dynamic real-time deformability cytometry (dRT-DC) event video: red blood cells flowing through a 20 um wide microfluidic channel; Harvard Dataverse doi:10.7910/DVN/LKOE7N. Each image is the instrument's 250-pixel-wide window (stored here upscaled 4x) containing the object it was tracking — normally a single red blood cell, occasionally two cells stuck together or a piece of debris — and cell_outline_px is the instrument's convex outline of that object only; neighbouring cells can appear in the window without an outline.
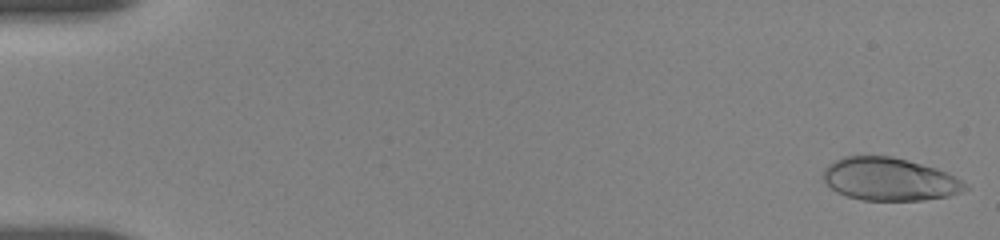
{"species": "human", "species_latin": "Homo sapiens", "temperature_condition": "room temperature", "stored_images_in_passage": 21, "camera_frame_rate_fps": 3000, "um_per_image_px": 0.085, "donor": {"sex": "female"}, "frame": {"image": 1, "passage_image": 1, "time_ms": 0.0, "image_size_px": [1000, 240], "cell_outline_px": [[968, 188], [960, 192], [948, 196], [920, 200], [860, 200], [836, 192], [824, 180], [824, 168], [828, 164], [844, 156], [892, 156], [908, 160], [936, 168], [948, 172], [960, 180]], "centroid_in_image_um": [75.59, 15.23], "position_along_channel_um": 9.4, "area_um2": 35.2}}
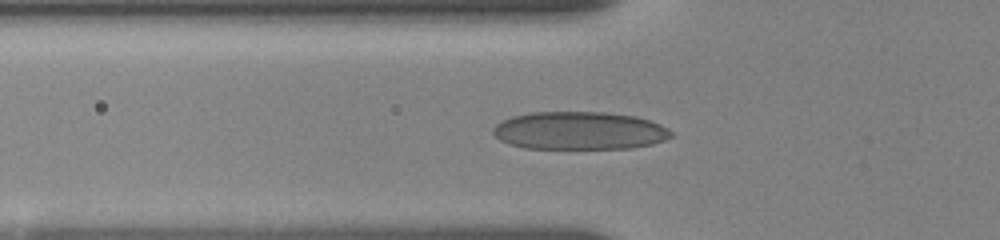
{"frame": {"image": 2, "passage_image": 17, "time_ms": 6.0, "image_size_px": [1000, 240], "cell_outline_px": [[672, 136], [664, 140], [652, 144], [632, 148], [524, 148], [508, 144], [500, 140], [492, 132], [492, 128], [496, 124], [512, 116], [532, 112], [604, 112], [636, 116], [660, 124], [668, 128], [672, 132]], "centroid_in_image_um": [49.24, 11.1], "position_along_channel_um": 76.6, "area_um2": 39.36}}
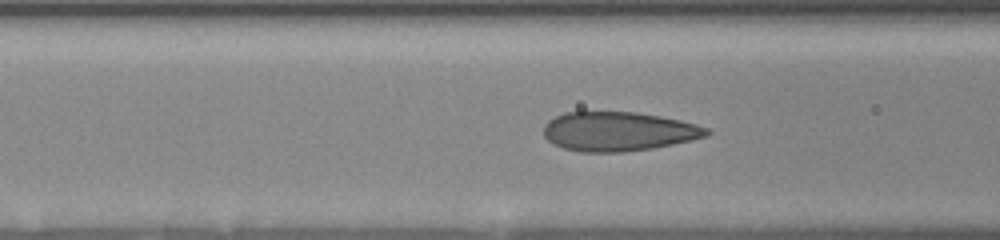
{"frame": {"image": 3, "passage_image": 19, "time_ms": 7.0, "image_size_px": [1000, 240], "cell_outline_px": [[712, 132], [708, 136], [692, 140], [652, 148], [624, 152], [580, 152], [564, 148], [552, 144], [544, 136], [544, 124], [548, 120], [564, 112], [636, 112], [660, 116], [680, 120], [696, 124], [708, 128]], "centroid_in_image_um": [52.56, 11.17], "position_along_channel_um": 114.0, "area_um2": 37.4}}